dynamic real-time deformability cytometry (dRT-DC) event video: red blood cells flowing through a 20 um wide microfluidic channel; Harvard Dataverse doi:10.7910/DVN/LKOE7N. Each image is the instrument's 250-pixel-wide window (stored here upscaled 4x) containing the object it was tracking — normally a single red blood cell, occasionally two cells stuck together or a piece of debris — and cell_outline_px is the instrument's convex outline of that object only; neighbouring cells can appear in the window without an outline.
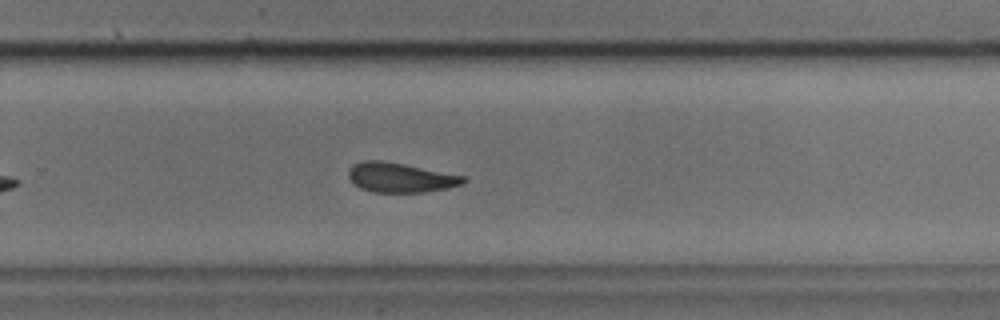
{"species": "common noctule bat (a hibernating species)", "species_latin": "Nyctalus noctula", "temperature_condition": "cold", "stored_images_in_passage": 22, "camera_frame_rate_fps": 3000, "um_per_image_px": 0.085, "animal": {"sex": "male", "body_mass_g": 17.9, "forearm_length_mm": 54.2}, "frame": {"image": 1, "passage_image": 19, "time_ms": 6.0, "image_size_px": [1000, 320], "cell_outline_px": [[468, 180], [464, 184], [448, 188], [424, 192], [372, 192], [360, 188], [348, 176], [348, 168], [352, 164], [364, 160], [380, 160], [404, 164], [464, 176]], "centroid_in_image_um": [34.03, 15.09], "position_along_channel_um": 295.8, "area_um2": 19.83}}